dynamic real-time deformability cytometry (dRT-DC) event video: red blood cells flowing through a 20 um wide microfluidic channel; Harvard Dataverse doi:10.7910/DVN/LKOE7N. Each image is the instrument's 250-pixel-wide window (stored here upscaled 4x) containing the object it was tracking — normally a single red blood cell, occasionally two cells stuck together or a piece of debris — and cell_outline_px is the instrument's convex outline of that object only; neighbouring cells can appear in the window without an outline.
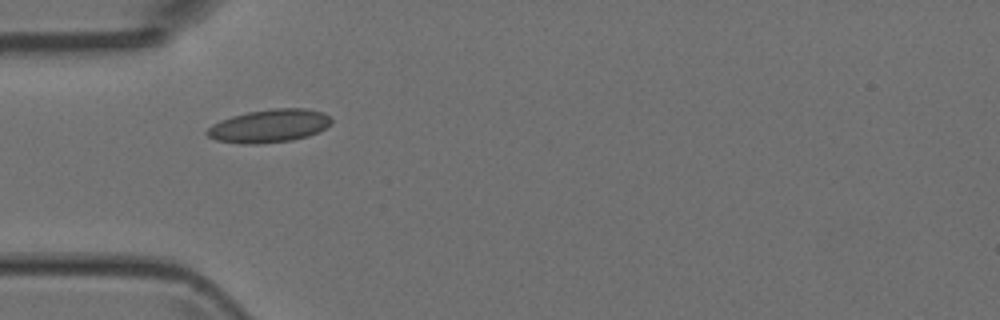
{"species": "Egyptian fruit bat (a non-hibernating species)", "species_latin": "Rousettus aegyptiacus", "temperature_condition": "room temperature", "stored_images_in_passage": 3, "camera_frame_rate_fps": 3000, "um_per_image_px": 0.085, "animal": {"sex": "female"}, "frame": {"image": 1, "passage_image": 1, "time_ms": 0.0, "image_size_px": [1000, 320], "cell_outline_px": [[332, 124], [320, 132], [308, 136], [292, 140], [260, 144], [240, 144], [216, 140], [208, 136], [204, 132], [212, 124], [220, 120], [232, 116], [248, 112], [272, 108], [308, 108], [324, 112], [332, 120]], "centroid_in_image_um": [22.9, 10.7], "position_along_channel_um": 62.1, "area_um2": 24.33}}
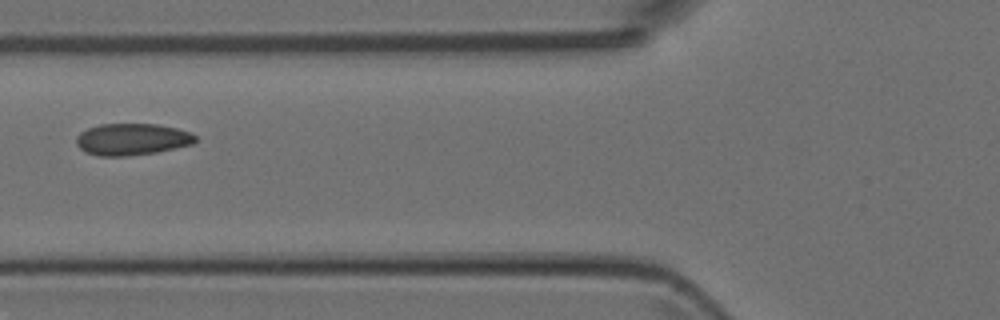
{"frame": {"image": 2, "passage_image": 2, "time_ms": 1.333, "image_size_px": [1000, 320], "cell_outline_px": [[196, 140], [192, 144], [156, 152], [128, 156], [96, 156], [84, 152], [76, 144], [76, 136], [80, 132], [88, 128], [100, 124], [156, 124], [176, 128], [192, 132], [196, 136]], "centroid_in_image_um": [11.19, 11.84], "position_along_channel_um": 114.6, "area_um2": 22.14}}
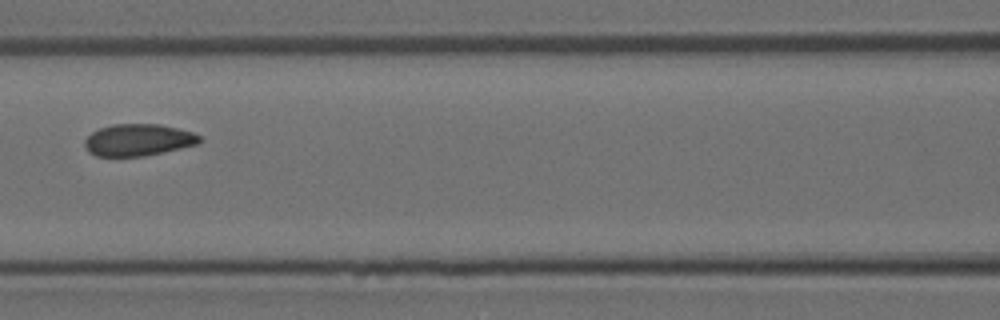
{"frame": {"image": 3, "passage_image": 3, "time_ms": 2.333, "image_size_px": [1000, 320], "cell_outline_px": [[200, 144], [144, 156], [96, 156], [88, 152], [84, 144], [84, 140], [92, 132], [100, 128], [112, 124], [160, 124], [192, 132], [200, 136]], "centroid_in_image_um": [11.74, 11.9], "position_along_channel_um": 154.9, "area_um2": 21.33}}